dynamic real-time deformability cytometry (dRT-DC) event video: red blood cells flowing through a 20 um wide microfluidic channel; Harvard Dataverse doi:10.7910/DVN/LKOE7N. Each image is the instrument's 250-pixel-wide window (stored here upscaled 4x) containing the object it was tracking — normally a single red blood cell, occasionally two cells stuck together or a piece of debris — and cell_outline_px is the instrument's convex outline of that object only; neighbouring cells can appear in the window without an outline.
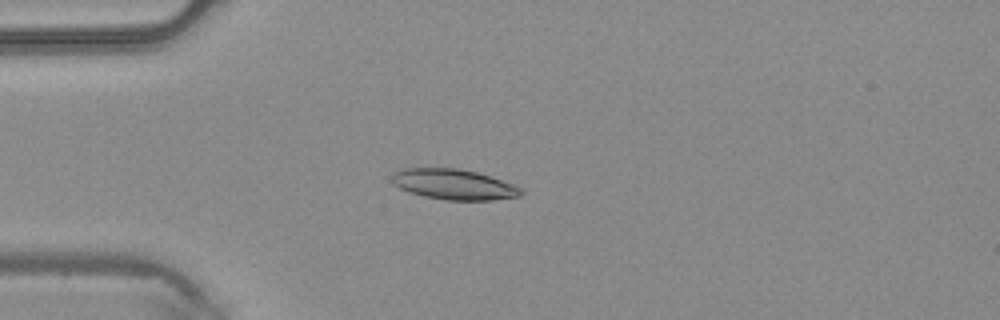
{"species": "common noctule bat (a hibernating species)", "species_latin": "Nyctalus noctula", "temperature_condition": "warm", "stored_images_in_passage": 5, "camera_frame_rate_fps": 3000, "um_per_image_px": 0.085, "animal": {"sex": "male", "body_mass_g": 20.4}, "frame": {"image": 1, "passage_image": 4, "time_ms": 1.0, "image_size_px": [1000, 320], "cell_outline_px": [[524, 192], [520, 196], [492, 200], [444, 200], [424, 196], [408, 192], [392, 184], [392, 176], [396, 172], [404, 168], [460, 168], [476, 172], [512, 184], [520, 188]], "centroid_in_image_um": [38.55, 15.68], "position_along_channel_um": 46.5, "area_um2": 22.77}}